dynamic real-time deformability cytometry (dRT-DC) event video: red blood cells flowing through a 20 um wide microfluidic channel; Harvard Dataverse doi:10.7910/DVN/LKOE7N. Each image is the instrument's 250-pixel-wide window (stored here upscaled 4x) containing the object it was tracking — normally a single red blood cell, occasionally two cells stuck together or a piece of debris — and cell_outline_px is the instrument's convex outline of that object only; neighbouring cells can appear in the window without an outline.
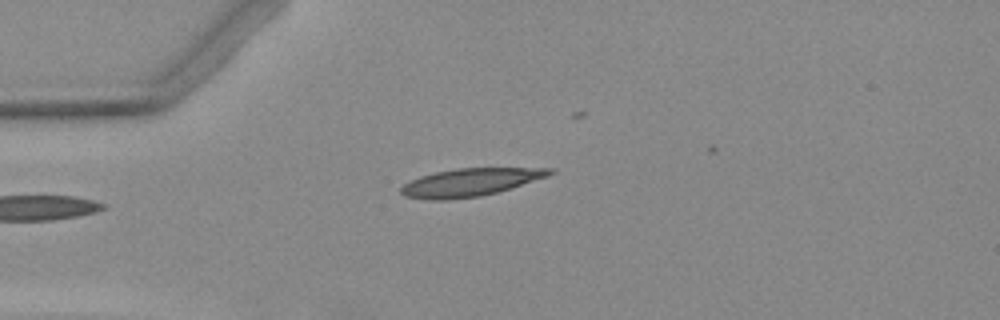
{"species": "Egyptian fruit bat (a non-hibernating species)", "species_latin": "Rousettus aegyptiacus", "temperature_condition": "warm", "stored_images_in_passage": 4, "camera_frame_rate_fps": 3000, "um_per_image_px": 0.085, "animal": {"sex": "female"}, "frame": {"image": 1, "passage_image": 4, "time_ms": 3.333, "image_size_px": [1000, 320], "cell_outline_px": [[556, 172], [548, 176], [496, 192], [480, 196], [448, 200], [424, 200], [404, 196], [400, 192], [400, 188], [404, 184], [420, 176], [436, 172], [456, 168], [556, 168]], "centroid_in_image_um": [39.94, 15.5], "position_along_channel_um": 45.1, "area_um2": 24.04}}